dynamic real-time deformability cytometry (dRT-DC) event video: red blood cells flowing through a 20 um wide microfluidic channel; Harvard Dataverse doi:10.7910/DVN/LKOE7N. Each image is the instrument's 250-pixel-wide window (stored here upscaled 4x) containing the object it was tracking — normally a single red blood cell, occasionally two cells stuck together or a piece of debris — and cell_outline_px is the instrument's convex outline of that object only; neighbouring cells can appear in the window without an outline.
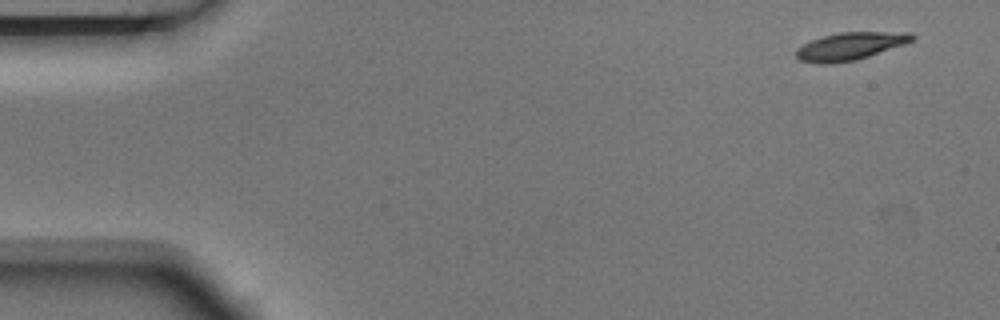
{"species": "Egyptian fruit bat (a non-hibernating species)", "species_latin": "Rousettus aegyptiacus", "temperature_condition": "room temperature", "stored_images_in_passage": 4, "camera_frame_rate_fps": 3000, "um_per_image_px": 0.085, "animal": {"sex": "male"}, "frame": {"image": 1, "passage_image": 1, "time_ms": 0.0, "image_size_px": [1000, 320], "cell_outline_px": [[916, 36], [912, 40], [904, 44], [856, 60], [832, 64], [816, 64], [800, 60], [796, 56], [796, 48], [812, 40], [824, 36], [840, 32], [912, 32]], "centroid_in_image_um": [72.25, 3.93], "position_along_channel_um": 12.7, "area_um2": 18.61}}
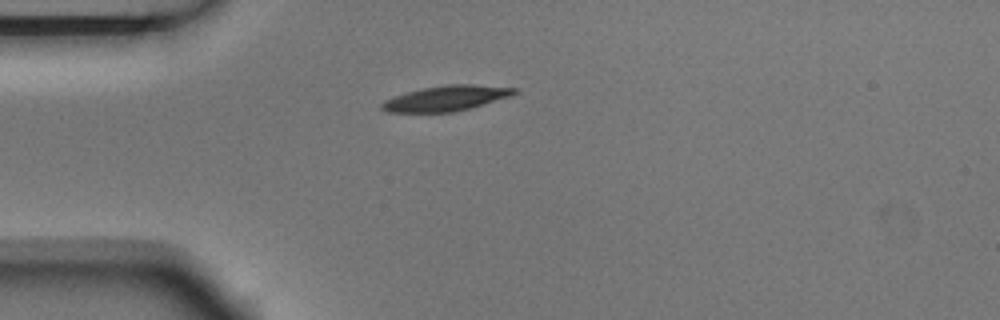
{"frame": {"image": 2, "passage_image": 4, "time_ms": 1.0, "image_size_px": [1000, 320], "cell_outline_px": [[520, 92], [512, 96], [468, 108], [452, 112], [388, 112], [380, 108], [380, 104], [384, 100], [408, 92], [424, 88], [444, 84], [476, 84], [520, 88]], "centroid_in_image_um": [37.99, 8.34], "position_along_channel_um": 47.0, "area_um2": 19.54}}